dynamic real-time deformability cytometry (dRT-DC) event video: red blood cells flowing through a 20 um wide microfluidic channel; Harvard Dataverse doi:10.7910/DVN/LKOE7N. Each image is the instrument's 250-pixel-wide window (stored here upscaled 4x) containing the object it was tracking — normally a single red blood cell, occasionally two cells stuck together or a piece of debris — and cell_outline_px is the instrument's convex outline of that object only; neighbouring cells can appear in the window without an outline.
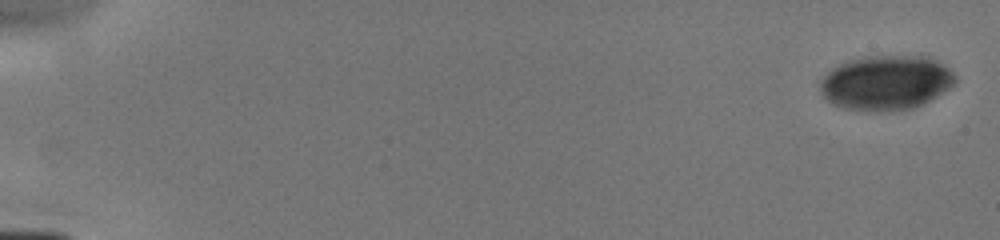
{"species": "human", "species_latin": "Homo sapiens", "temperature_condition": "cold", "stored_images_in_passage": 8, "camera_frame_rate_fps": 3000, "um_per_image_px": 0.085, "donor": {"sex": "male"}, "frame": {"image": 1, "passage_image": 1, "time_ms": 0.0, "image_size_px": [1000, 240], "cell_outline_px": [[956, 80], [948, 88], [936, 96], [912, 108], [888, 112], [880, 112], [844, 108], [828, 100], [820, 92], [820, 80], [832, 68], [848, 60], [868, 56], [912, 56], [936, 60], [948, 68], [956, 76]], "centroid_in_image_um": [75.27, 7.03], "position_along_channel_um": 9.7, "area_um2": 42.48}}
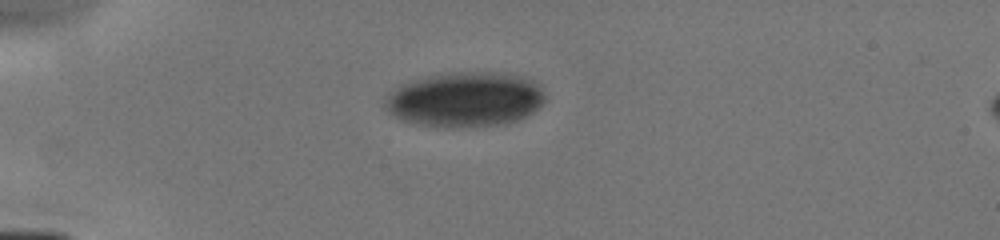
{"frame": {"image": 2, "passage_image": 6, "time_ms": 4.333, "image_size_px": [1000, 240], "cell_outline_px": [[544, 100], [532, 112], [508, 124], [472, 128], [448, 128], [416, 124], [400, 120], [388, 112], [384, 104], [388, 96], [404, 84], [432, 76], [484, 72], [488, 72], [512, 76], [532, 80], [540, 88], [544, 96]], "centroid_in_image_um": [39.53, 8.53], "position_along_channel_um": 45.5, "area_um2": 50.05}}